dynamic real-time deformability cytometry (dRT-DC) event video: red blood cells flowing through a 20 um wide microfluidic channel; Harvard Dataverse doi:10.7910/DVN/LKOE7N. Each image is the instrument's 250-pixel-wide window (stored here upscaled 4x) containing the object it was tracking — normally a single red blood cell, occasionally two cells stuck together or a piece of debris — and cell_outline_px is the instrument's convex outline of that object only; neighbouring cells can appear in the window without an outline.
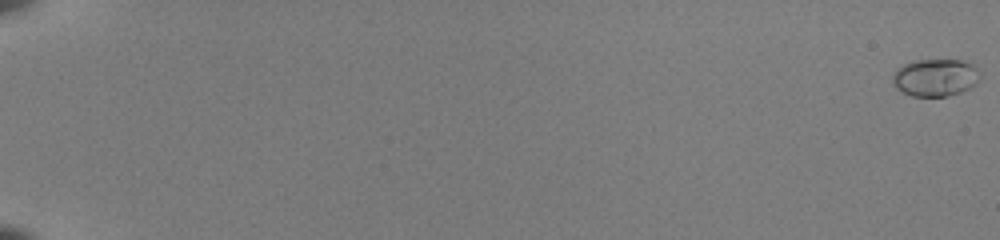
{"species": "common noctule bat (a hibernating species)", "species_latin": "Nyctalus noctula", "temperature_condition": "room temperature", "stored_images_in_passage": 55, "camera_frame_rate_fps": 3000, "um_per_image_px": 0.085, "animal": {"sex": "female", "body_mass_g": 22.0, "forearm_length_mm": 56.7}, "frame": {"image": 1, "passage_image": 1, "time_ms": 0.0, "image_size_px": [1000, 240], "cell_outline_px": [[980, 76], [976, 84], [960, 92], [948, 96], [912, 96], [896, 88], [892, 84], [892, 76], [896, 68], [904, 64], [916, 60], [960, 60], [972, 64], [976, 68]], "centroid_in_image_um": [79.47, 6.59], "position_along_channel_um": 5.5, "area_um2": 19.02}}
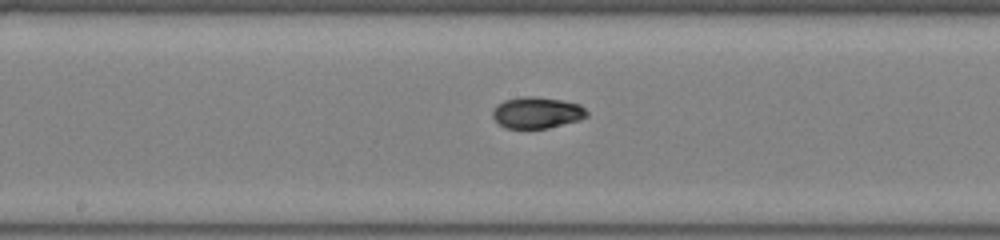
{"frame": {"image": 2, "passage_image": 33, "time_ms": 10.667, "image_size_px": [1000, 240], "cell_outline_px": [[588, 116], [580, 120], [548, 128], [504, 128], [492, 116], [492, 108], [496, 104], [504, 100], [524, 96], [536, 96], [560, 100], [580, 104], [588, 112]], "centroid_in_image_um": [45.63, 9.57], "position_along_channel_um": 202.6, "area_um2": 17.34}}
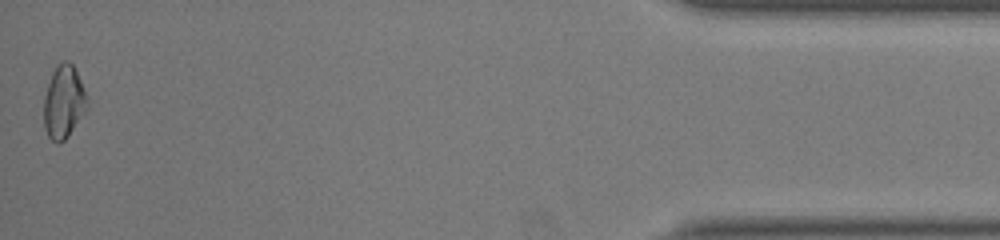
{"frame": {"image": 3, "passage_image": 55, "time_ms": 18.0, "image_size_px": [1000, 240], "cell_outline_px": [[88, 108], [68, 136], [60, 144], [56, 144], [48, 136], [44, 128], [44, 96], [52, 72], [56, 64], [64, 60], [68, 60], [72, 64], [84, 88], [88, 100]], "centroid_in_image_um": [5.41, 8.67], "position_along_channel_um": 429.8, "area_um2": 18.55}, "authors_computed_cell_mechanics": {"area_um2": 17.1666, "velocity_mm_per_s": 4.0124, "shape_relaxation_time_tau1_ms": 10.2738, "shape_relaxation_time_tau2_ms": 1.8296, "deformation_change_tau1": 0.2553, "deformation_change_tau2": 0.0385}}